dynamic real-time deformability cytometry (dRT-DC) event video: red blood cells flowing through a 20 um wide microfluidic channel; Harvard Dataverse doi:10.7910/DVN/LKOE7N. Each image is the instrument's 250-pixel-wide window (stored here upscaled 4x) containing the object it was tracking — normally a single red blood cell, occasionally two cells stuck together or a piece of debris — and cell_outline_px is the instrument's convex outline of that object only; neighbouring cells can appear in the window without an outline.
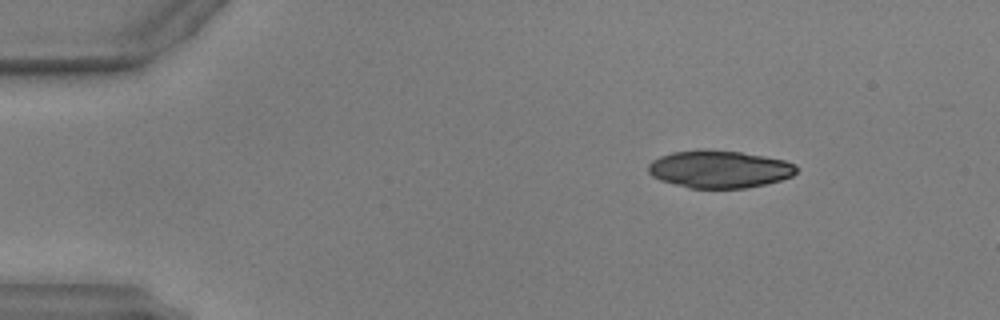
{"species": "common noctule bat (a hibernating species)", "species_latin": "Nyctalus noctula", "temperature_condition": "warm", "stored_images_in_passage": 7, "camera_frame_rate_fps": 3000, "um_per_image_px": 0.085, "animal": {"sex": "male", "body_mass_g": 17.9, "forearm_length_mm": 54.2}, "frame": {"image": 1, "passage_image": 1, "time_ms": 0.0, "image_size_px": [1000, 320], "cell_outline_px": [[796, 172], [792, 176], [780, 180], [764, 184], [744, 188], [688, 188], [660, 180], [652, 176], [648, 172], [648, 164], [652, 160], [660, 156], [672, 152], [704, 148], [708, 148], [740, 152], [764, 156], [784, 160], [796, 164]], "centroid_in_image_um": [61.11, 14.36], "position_along_channel_um": 23.9, "area_um2": 32.6}}